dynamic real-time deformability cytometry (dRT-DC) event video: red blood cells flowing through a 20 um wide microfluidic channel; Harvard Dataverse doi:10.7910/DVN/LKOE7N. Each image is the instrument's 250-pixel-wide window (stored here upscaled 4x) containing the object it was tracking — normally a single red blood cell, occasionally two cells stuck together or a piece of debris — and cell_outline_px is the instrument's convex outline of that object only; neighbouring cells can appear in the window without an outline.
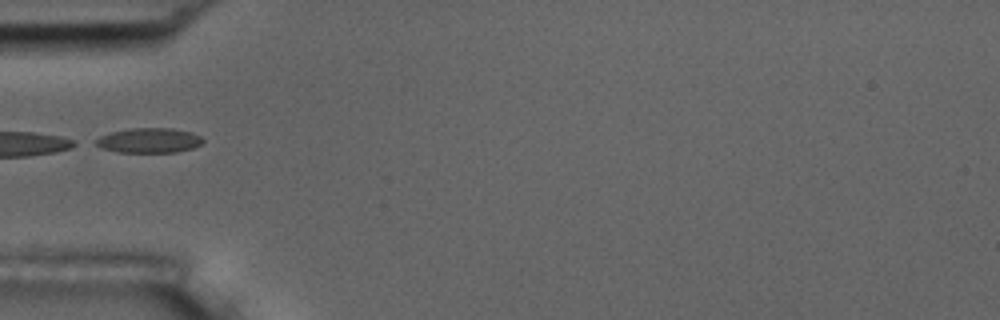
{"species": "common noctule bat (a hibernating species)", "species_latin": "Nyctalus noctula", "temperature_condition": "room temperature", "stored_images_in_passage": 2, "camera_frame_rate_fps": 3000, "um_per_image_px": 0.085, "animal": {"sex": "male", "body_mass_g": 17.5, "forearm_length_mm": 52.3}, "frame": {"image": 1, "passage_image": 2, "time_ms": 1.0, "image_size_px": [1000, 320], "cell_outline_px": [[204, 140], [200, 144], [192, 148], [176, 152], [116, 152], [100, 148], [92, 144], [92, 140], [100, 136], [112, 132], [128, 128], [172, 128], [188, 132], [200, 136]], "centroid_in_image_um": [12.57, 11.94], "position_along_channel_um": 72.4, "area_um2": 15.61}}